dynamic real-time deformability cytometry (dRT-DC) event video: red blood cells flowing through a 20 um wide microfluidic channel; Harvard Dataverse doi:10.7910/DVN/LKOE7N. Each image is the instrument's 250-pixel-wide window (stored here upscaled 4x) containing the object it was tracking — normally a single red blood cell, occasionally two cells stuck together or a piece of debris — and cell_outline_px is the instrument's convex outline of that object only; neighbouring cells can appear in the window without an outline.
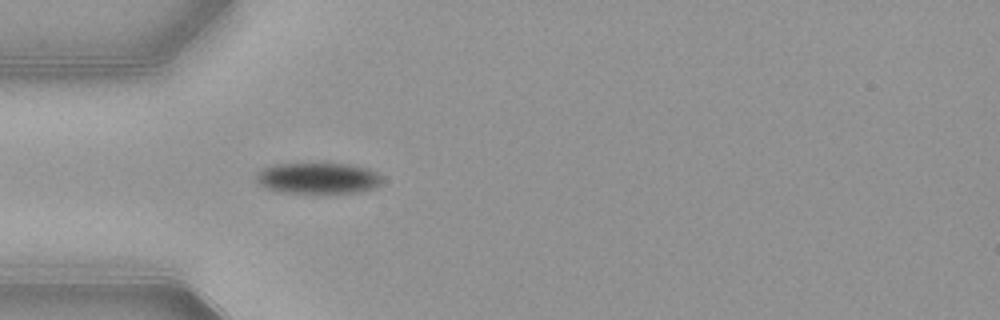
{"species": "common noctule bat (a hibernating species)", "species_latin": "Nyctalus noctula", "temperature_condition": "warm", "stored_images_in_passage": 38, "camera_frame_rate_fps": 3000, "um_per_image_px": 0.085, "animal": {"sex": "female", "body_mass_g": 21.9}, "frame": {"image": 1, "passage_image": 1, "time_ms": 0.0, "image_size_px": [1000, 320], "cell_outline_px": [[384, 180], [372, 188], [356, 192], [280, 192], [268, 188], [260, 184], [256, 180], [256, 176], [264, 168], [276, 164], [324, 160], [352, 164], [368, 168], [384, 176]], "centroid_in_image_um": [27.07, 15.07], "position_along_channel_um": 57.9, "area_um2": 23.47}}
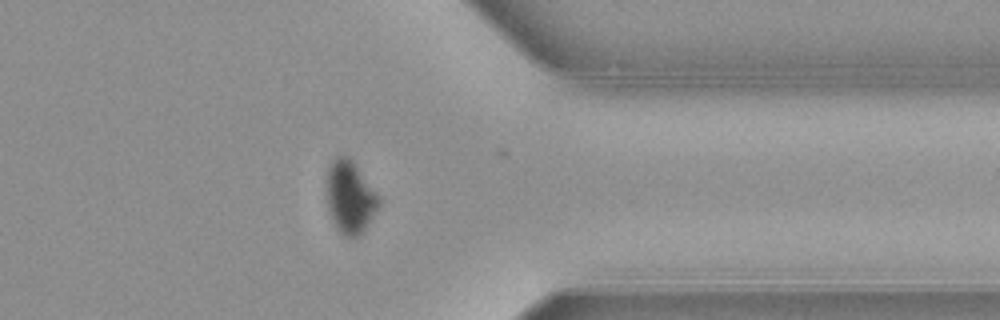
{"frame": {"image": 2, "passage_image": 27, "time_ms": 8.667, "image_size_px": [1000, 320], "cell_outline_px": [[380, 204], [376, 212], [360, 236], [344, 236], [336, 228], [332, 220], [328, 208], [328, 168], [332, 160], [336, 156], [348, 156], [352, 160], [380, 196]], "centroid_in_image_um": [29.78, 16.76], "position_along_channel_um": 381.6, "area_um2": 21.85}}
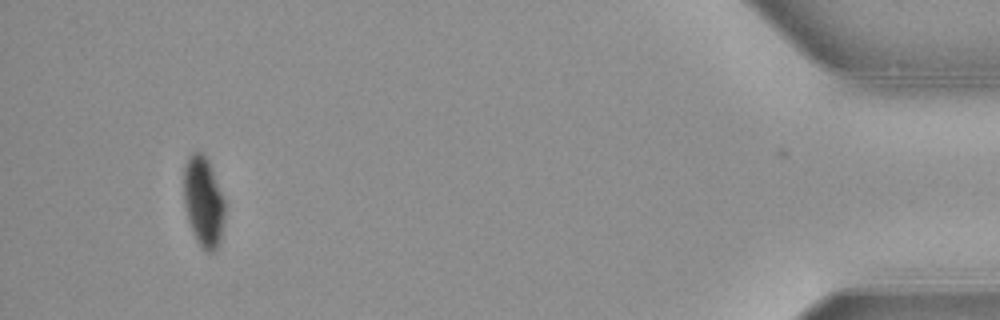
{"frame": {"image": 3, "passage_image": 35, "time_ms": 11.333, "image_size_px": [1000, 320], "cell_outline_px": [[224, 224], [220, 244], [216, 252], [204, 252], [196, 240], [192, 232], [188, 220], [184, 204], [184, 164], [188, 156], [192, 152], [200, 152], [208, 160], [224, 200]], "centroid_in_image_um": [17.29, 17.21], "position_along_channel_um": 417.9, "area_um2": 21.79}, "authors_computed_cell_mechanics": {"area_um2": 24.9118, "velocity_mm_per_s": 3.8821, "shape_relaxation_time_tau1_ms": 3.787, "shape_relaxation_time_tau2_ms": null, "deformation_change_tau1": 0.1206, "deformation_change_tau2": null}}